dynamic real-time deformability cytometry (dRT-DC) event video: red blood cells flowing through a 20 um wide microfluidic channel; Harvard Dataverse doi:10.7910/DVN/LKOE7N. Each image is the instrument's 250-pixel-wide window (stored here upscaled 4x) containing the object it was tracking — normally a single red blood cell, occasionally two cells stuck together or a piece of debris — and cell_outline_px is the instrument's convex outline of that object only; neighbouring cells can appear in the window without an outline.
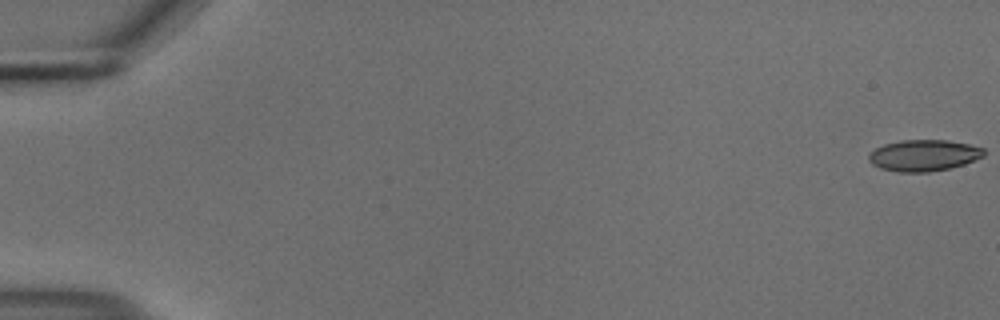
{"species": "common noctule bat (a hibernating species)", "species_latin": "Nyctalus noctula", "temperature_condition": "cold", "stored_images_in_passage": 56, "camera_frame_rate_fps": 3000, "um_per_image_px": 0.085, "animal": {"sex": "male", "body_mass_g": 18.8}, "frame": {"image": 1, "passage_image": 1, "time_ms": 0.0, "image_size_px": [1000, 320], "cell_outline_px": [[984, 156], [964, 164], [948, 168], [928, 172], [900, 172], [880, 168], [872, 164], [868, 160], [868, 156], [876, 148], [884, 144], [900, 140], [948, 140], [968, 144], [984, 148]], "centroid_in_image_um": [78.51, 13.2], "position_along_channel_um": 6.5, "area_um2": 20.92}}
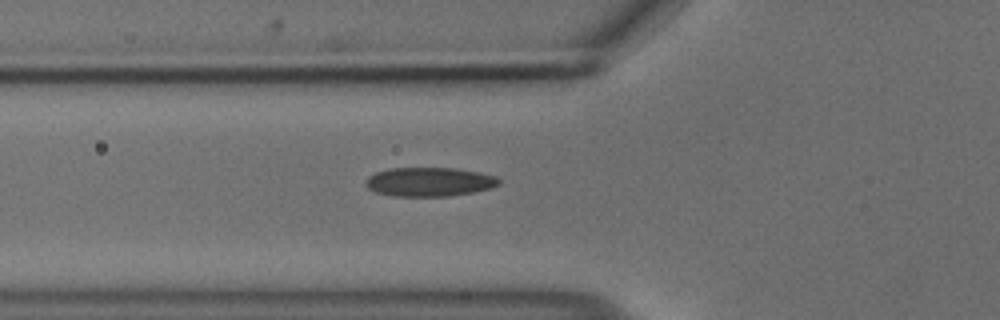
{"frame": {"image": 2, "passage_image": 21, "time_ms": 6.667, "image_size_px": [1000, 320], "cell_outline_px": [[500, 184], [492, 188], [472, 192], [448, 196], [392, 196], [376, 192], [368, 188], [364, 184], [368, 176], [376, 172], [392, 168], [456, 168], [480, 172], [496, 176], [500, 180]], "centroid_in_image_um": [36.5, 15.45], "position_along_channel_um": 89.3, "area_um2": 22.6}}
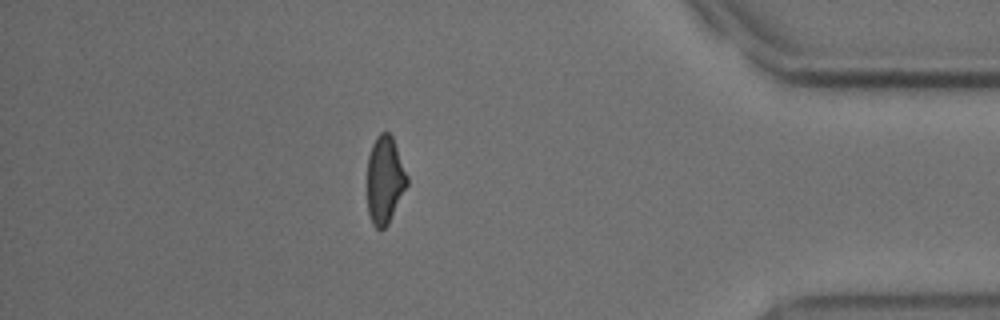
{"frame": {"image": 3, "passage_image": 49, "time_ms": 16.0, "image_size_px": [1000, 320], "cell_outline_px": [[408, 184], [388, 224], [380, 232], [372, 224], [368, 212], [368, 156], [372, 144], [376, 136], [380, 132], [388, 132], [392, 136], [408, 176]], "centroid_in_image_um": [32.71, 15.3], "position_along_channel_um": 402.5, "area_um2": 20.35}, "authors_computed_cell_mechanics": {"area_um2": 21.675, "velocity_mm_per_s": 3.7123, "shape_relaxation_time_tau1_ms": 8.6965, "shape_relaxation_time_tau2_ms": 2.44, "deformation_change_tau1": 0.1836, "deformation_change_tau2": 0.0812}}